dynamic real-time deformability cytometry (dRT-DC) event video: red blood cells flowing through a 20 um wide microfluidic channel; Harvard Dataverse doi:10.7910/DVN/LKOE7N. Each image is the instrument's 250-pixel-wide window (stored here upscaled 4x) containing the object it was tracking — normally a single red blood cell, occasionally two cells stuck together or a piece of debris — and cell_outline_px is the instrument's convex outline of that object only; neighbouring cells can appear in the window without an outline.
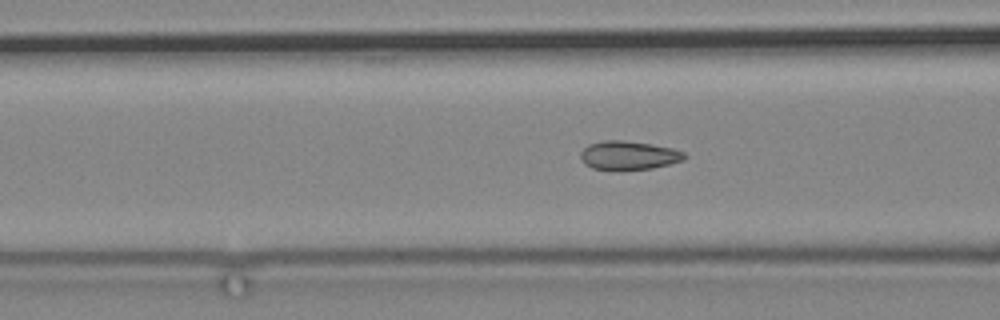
{"species": "common noctule bat (a hibernating species)", "species_latin": "Nyctalus noctula", "temperature_condition": "cold", "stored_images_in_passage": 59, "segment_of_instrument_passage": [1, 2], "camera_frame_rate_fps": 3000, "um_per_image_px": 0.085, "animal": {"sex": "male", "body_mass_g": 19.2, "forearm_length_mm": 51.8}, "frame": {"image": 1, "passage_image": 27, "time_ms": 8.667, "image_size_px": [1000, 320], "cell_outline_px": [[688, 156], [684, 160], [652, 168], [592, 168], [584, 164], [580, 156], [580, 152], [588, 144], [604, 140], [624, 140], [652, 144], [672, 148], [684, 152]], "centroid_in_image_um": [53.44, 13.17], "position_along_channel_um": 113.2, "area_um2": 17.05}}
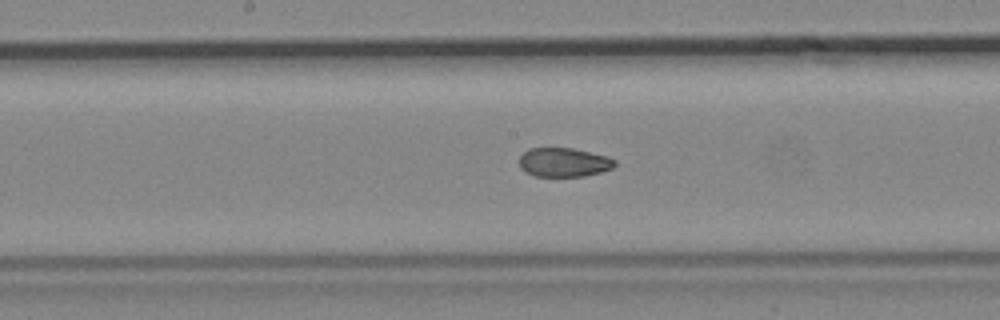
{"frame": {"image": 2, "passage_image": 35, "time_ms": 11.333, "image_size_px": [1000, 320], "cell_outline_px": [[616, 164], [612, 168], [600, 172], [584, 176], [536, 176], [524, 172], [520, 168], [520, 156], [528, 148], [572, 148], [608, 156], [616, 160]], "centroid_in_image_um": [47.92, 13.79], "position_along_channel_um": 200.3, "area_um2": 16.18}}
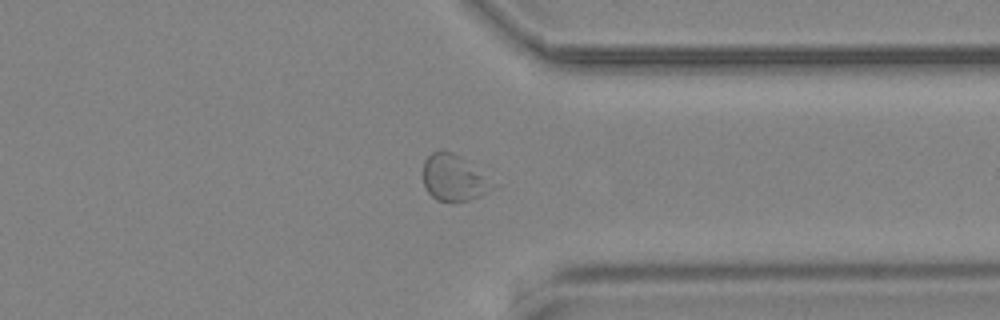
{"frame": {"image": 3, "passage_image": 51, "time_ms": 16.667, "image_size_px": [1000, 320], "cell_outline_px": [[492, 188], [468, 200], [452, 204], [436, 200], [428, 192], [424, 184], [424, 160], [432, 152], [440, 148], [452, 152], [460, 156]], "centroid_in_image_um": [38.39, 15.13], "position_along_channel_um": 373.0, "area_um2": 17.74}}